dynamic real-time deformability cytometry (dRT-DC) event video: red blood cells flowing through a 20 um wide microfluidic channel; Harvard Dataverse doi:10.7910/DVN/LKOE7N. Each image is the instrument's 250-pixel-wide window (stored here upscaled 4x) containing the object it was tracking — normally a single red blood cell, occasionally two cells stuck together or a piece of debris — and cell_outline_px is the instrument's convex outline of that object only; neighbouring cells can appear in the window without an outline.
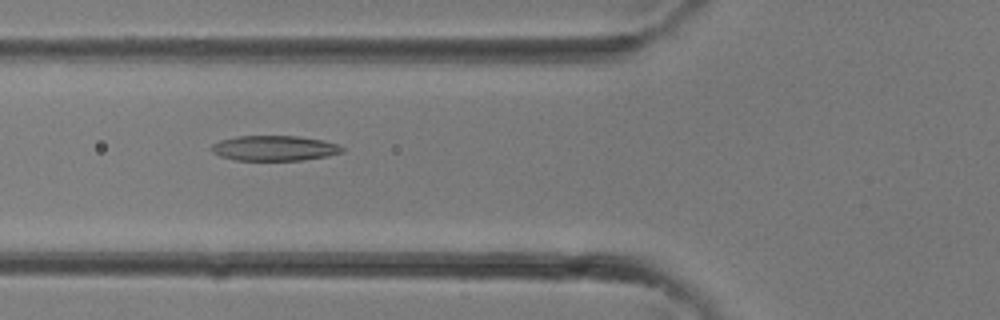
{"species": "common noctule bat (a hibernating species)", "species_latin": "Nyctalus noctula", "temperature_condition": "room temperature", "stored_images_in_passage": 32, "camera_frame_rate_fps": 3000, "um_per_image_px": 0.085, "animal": {"sex": "female"}, "frame": {"image": 1, "passage_image": 12, "time_ms": 3.667, "image_size_px": [1000, 320], "cell_outline_px": [[344, 152], [328, 156], [304, 160], [236, 160], [220, 156], [212, 152], [212, 144], [220, 140], [236, 136], [300, 136], [324, 140], [340, 144], [344, 148]], "centroid_in_image_um": [23.38, 12.59], "position_along_channel_um": 102.4, "area_um2": 19.36}}
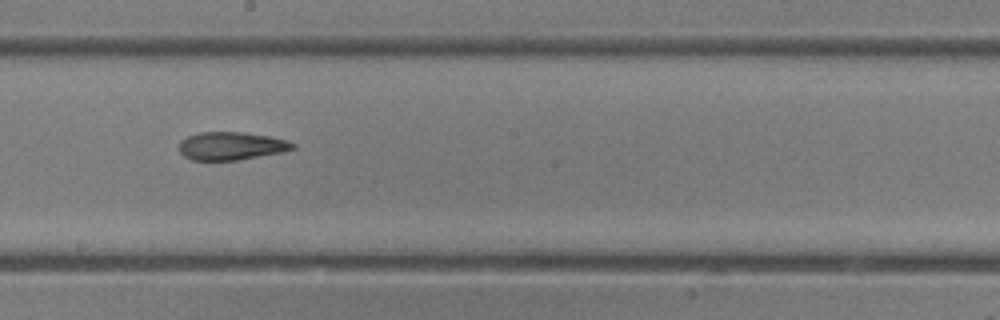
{"frame": {"image": 2, "passage_image": 18, "time_ms": 5.667, "image_size_px": [1000, 320], "cell_outline_px": [[296, 148], [284, 152], [236, 160], [192, 160], [184, 156], [180, 152], [180, 140], [188, 136], [200, 132], [244, 132], [272, 136], [288, 140], [296, 144]], "centroid_in_image_um": [19.71, 12.4], "position_along_channel_um": 228.5, "area_um2": 18.73}}
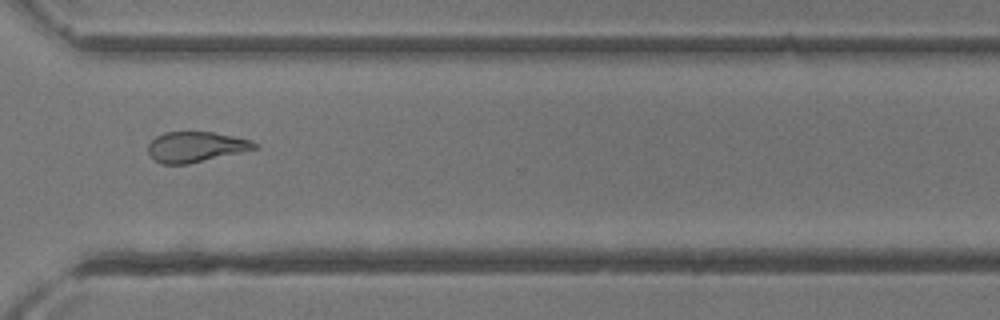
{"frame": {"image": 3, "passage_image": 24, "time_ms": 7.667, "image_size_px": [1000, 320], "cell_outline_px": [[260, 148], [188, 164], [160, 164], [148, 152], [148, 144], [156, 136], [164, 132], [212, 132], [252, 140]], "centroid_in_image_um": [16.65, 12.48], "position_along_channel_um": 354.0, "area_um2": 18.79}}